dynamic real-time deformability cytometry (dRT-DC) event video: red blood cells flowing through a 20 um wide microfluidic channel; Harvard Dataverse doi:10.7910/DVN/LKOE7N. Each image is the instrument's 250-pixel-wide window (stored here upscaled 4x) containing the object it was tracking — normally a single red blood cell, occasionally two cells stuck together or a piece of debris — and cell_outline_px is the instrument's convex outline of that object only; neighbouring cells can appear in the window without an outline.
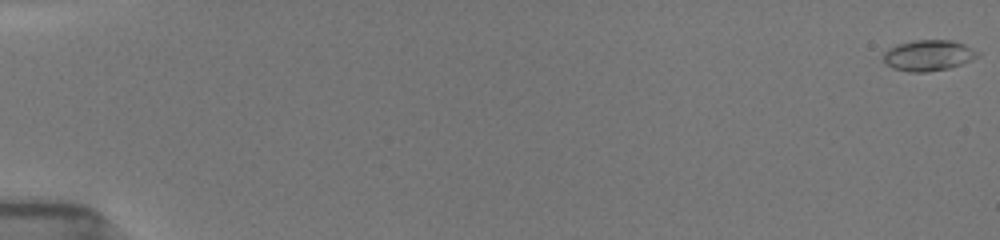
{"species": "common noctule bat (a hibernating species)", "species_latin": "Nyctalus noctula", "temperature_condition": "room temperature", "stored_images_in_passage": 31, "camera_frame_rate_fps": 3000, "um_per_image_px": 0.085, "animal": {"sex": "female", "body_mass_g": 19.5, "forearm_length_mm": 54.1}, "frame": {"image": 1, "passage_image": 1, "time_ms": 0.0, "image_size_px": [1000, 240], "cell_outline_px": [[980, 56], [960, 64], [948, 68], [928, 72], [908, 72], [892, 68], [884, 64], [884, 52], [888, 48], [896, 44], [912, 40], [952, 40], [964, 44], [980, 52]], "centroid_in_image_um": [78.88, 4.7], "position_along_channel_um": 6.1, "area_um2": 17.11}}
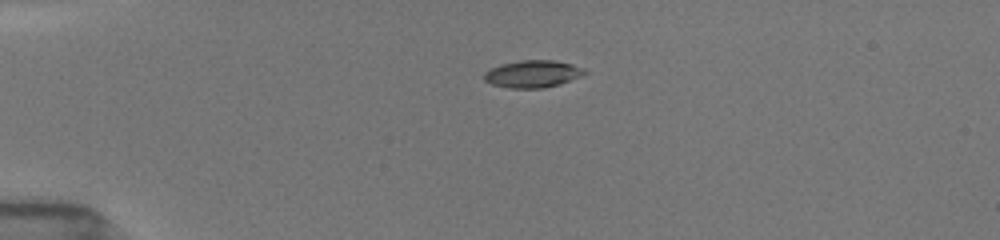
{"frame": {"image": 2, "passage_image": 20, "time_ms": 4.333, "image_size_px": [1000, 240], "cell_outline_px": [[588, 72], [580, 76], [560, 84], [544, 88], [508, 88], [492, 84], [484, 80], [484, 72], [500, 64], [520, 60], [556, 60], [572, 64], [584, 68]], "centroid_in_image_um": [45.28, 6.28], "position_along_channel_um": 39.7, "area_um2": 16.01}}
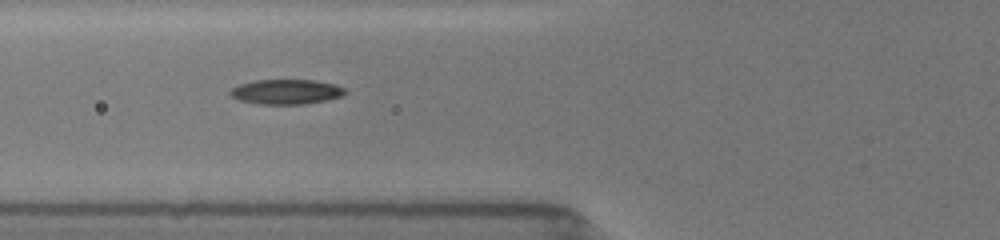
{"frame": {"image": 3, "passage_image": 30, "time_ms": 7.0, "image_size_px": [1000, 240], "cell_outline_px": [[348, 92], [344, 96], [304, 104], [256, 104], [240, 100], [232, 96], [228, 92], [232, 88], [240, 84], [256, 80], [316, 80], [336, 84], [344, 88]], "centroid_in_image_um": [24.36, 7.8], "position_along_channel_um": 101.4, "area_um2": 16.7}}